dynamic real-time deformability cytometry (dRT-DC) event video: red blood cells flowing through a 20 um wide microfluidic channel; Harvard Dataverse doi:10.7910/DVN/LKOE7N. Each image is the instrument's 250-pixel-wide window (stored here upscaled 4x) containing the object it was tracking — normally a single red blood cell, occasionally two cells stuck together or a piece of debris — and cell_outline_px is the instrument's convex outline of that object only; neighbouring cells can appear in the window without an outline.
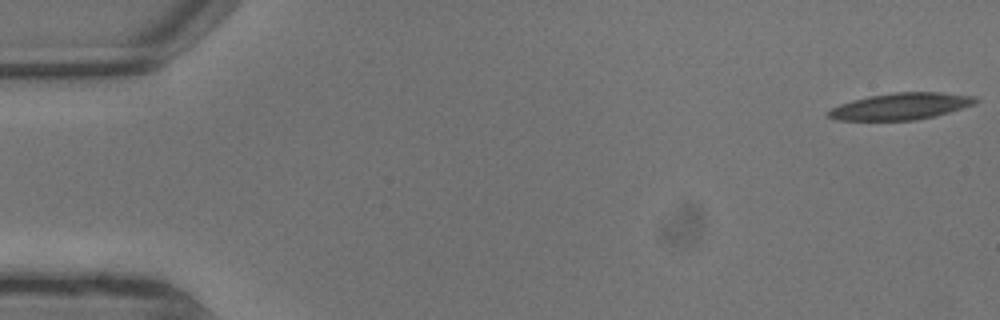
{"species": "common noctule bat (a hibernating species)", "species_latin": "Nyctalus noctula", "temperature_condition": "warm", "stored_images_in_passage": 6, "camera_frame_rate_fps": 3000, "um_per_image_px": 0.085, "animal": {"sex": "male", "body_mass_g": 13.3}, "frame": {"image": 1, "passage_image": 1, "time_ms": 0.0, "image_size_px": [1000, 320], "cell_outline_px": [[980, 100], [976, 104], [936, 116], [916, 120], [836, 120], [824, 116], [824, 112], [840, 104], [852, 100], [868, 96], [896, 92], [940, 92], [976, 96]], "centroid_in_image_um": [76.57, 9.04], "position_along_channel_um": 8.4, "area_um2": 23.18}}
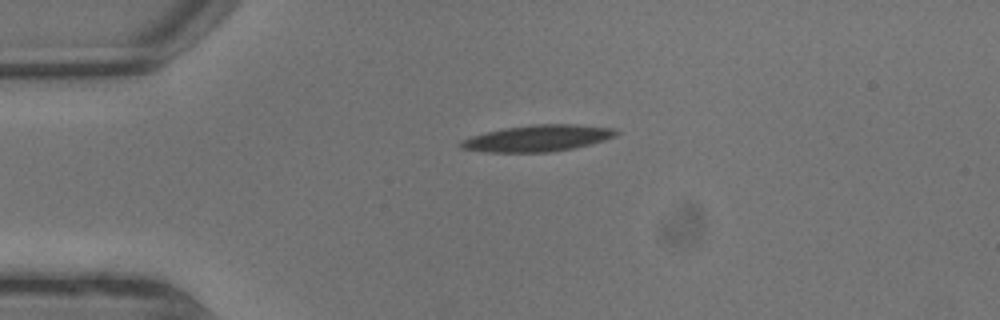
{"frame": {"image": 2, "passage_image": 5, "time_ms": 1.333, "image_size_px": [1000, 320], "cell_outline_px": [[620, 132], [616, 136], [604, 140], [572, 148], [548, 152], [484, 152], [460, 148], [456, 144], [460, 140], [472, 136], [504, 128], [532, 124], [572, 124], [616, 128]], "centroid_in_image_um": [45.68, 11.75], "position_along_channel_um": 39.3, "area_um2": 23.93}}